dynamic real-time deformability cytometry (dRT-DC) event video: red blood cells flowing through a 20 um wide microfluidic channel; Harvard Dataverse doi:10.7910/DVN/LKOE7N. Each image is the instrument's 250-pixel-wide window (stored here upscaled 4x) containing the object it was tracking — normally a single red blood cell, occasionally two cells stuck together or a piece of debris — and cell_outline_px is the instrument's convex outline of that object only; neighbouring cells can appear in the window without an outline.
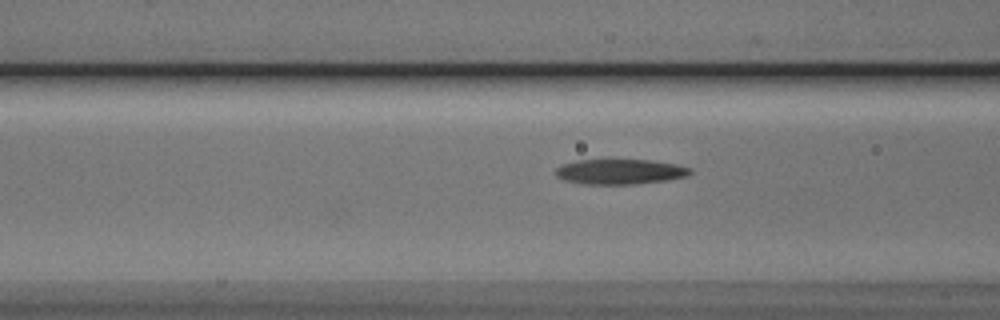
{"species": "Egyptian fruit bat (a non-hibernating species)", "species_latin": "Rousettus aegyptiacus", "temperature_condition": "cold", "stored_images_in_passage": 42, "camera_frame_rate_fps": 3000, "um_per_image_px": 0.085, "animal": {"sex": "male"}, "frame": {"image": 1, "passage_image": 8, "time_ms": 2.333, "image_size_px": [1000, 320], "cell_outline_px": [[692, 172], [688, 176], [664, 180], [636, 184], [580, 184], [564, 180], [556, 176], [556, 168], [560, 164], [576, 160], [652, 160], [676, 164], [692, 168]], "centroid_in_image_um": [52.68, 14.59], "position_along_channel_um": 113.9, "area_um2": 19.83}}
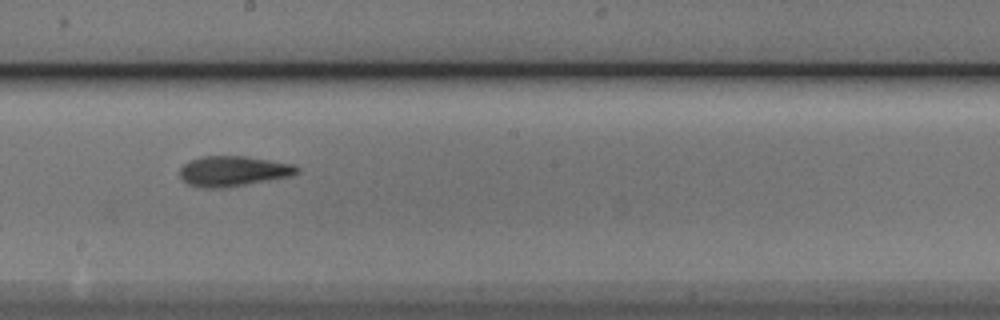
{"frame": {"image": 2, "passage_image": 17, "time_ms": 5.333, "image_size_px": [1000, 320], "cell_outline_px": [[300, 172], [292, 176], [220, 188], [200, 188], [188, 184], [180, 176], [180, 168], [184, 164], [192, 160], [204, 156], [244, 156], [292, 164], [300, 168]], "centroid_in_image_um": [19.82, 14.55], "position_along_channel_um": 228.4, "area_um2": 20.4}}
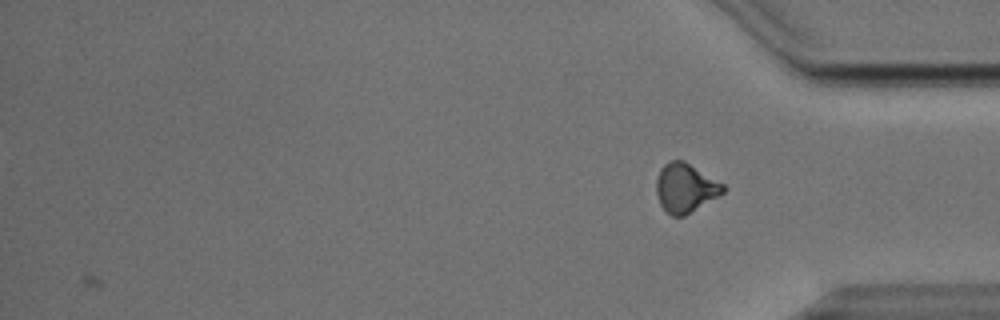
{"frame": {"image": 3, "passage_image": 42, "time_ms": 13.667, "image_size_px": [1000, 320], "cell_outline_px": [[728, 188], [720, 196], [684, 216], [672, 216], [660, 204], [656, 192], [656, 180], [660, 168], [664, 164], [672, 160], [684, 160], [724, 184]], "centroid_in_image_um": [58.28, 15.96], "position_along_channel_um": 376.9, "area_um2": 19.19}, "authors_computed_cell_mechanics": {"area_um2": 19.2474, "velocity_mm_per_s": 3.808, "shape_relaxation_time_tau1_ms": null, "shape_relaxation_time_tau2_ms": 1.9818, "deformation_change_tau1": null, "deformation_change_tau2": 0.0952}}